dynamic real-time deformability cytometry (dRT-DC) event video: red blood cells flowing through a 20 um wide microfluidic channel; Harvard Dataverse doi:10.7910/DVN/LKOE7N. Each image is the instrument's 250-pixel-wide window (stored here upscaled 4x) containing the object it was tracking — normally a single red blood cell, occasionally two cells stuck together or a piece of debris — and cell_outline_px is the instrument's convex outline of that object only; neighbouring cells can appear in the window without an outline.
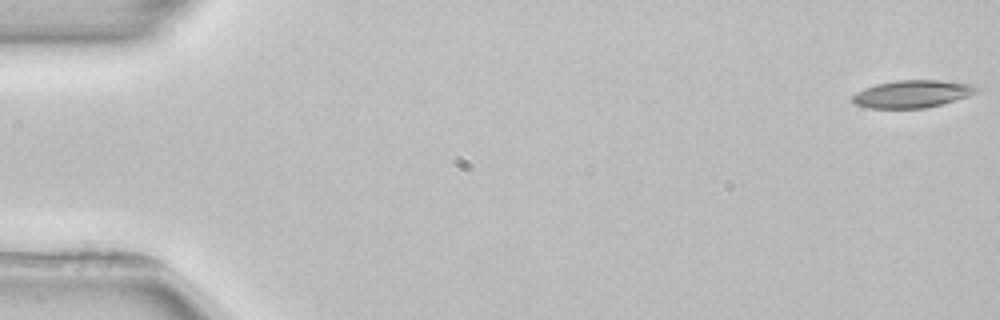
{"species": "common noctule bat (a hibernating species)", "species_latin": "Nyctalus noctula", "temperature_condition": "room temperature", "stored_images_in_passage": 4, "camera_frame_rate_fps": 3000, "um_per_image_px": 0.085, "animal": {"sex": "female", "body_mass_g": 22.7, "forearm_length_mm": 54.2}, "frame": {"image": 1, "passage_image": 1, "time_ms": 0.0, "image_size_px": [1000, 320], "cell_outline_px": [[984, 88], [968, 96], [940, 104], [924, 108], [868, 108], [856, 104], [852, 100], [852, 96], [856, 92], [864, 88], [876, 84], [896, 80], [940, 80], [972, 84]], "centroid_in_image_um": [77.56, 7.97], "position_along_channel_um": 7.4, "area_um2": 19.88}}